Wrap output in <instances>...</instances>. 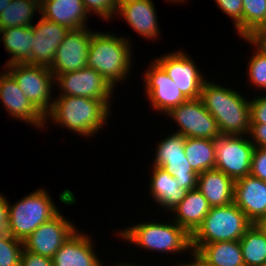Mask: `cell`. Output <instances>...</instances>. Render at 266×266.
Wrapping results in <instances>:
<instances>
[{"label":"cell","mask_w":266,"mask_h":266,"mask_svg":"<svg viewBox=\"0 0 266 266\" xmlns=\"http://www.w3.org/2000/svg\"><path fill=\"white\" fill-rule=\"evenodd\" d=\"M191 257L193 258L190 262H181L179 263L180 266H209L207 265L202 259H200L194 252L191 253Z\"/></svg>","instance_id":"cell-41"},{"label":"cell","mask_w":266,"mask_h":266,"mask_svg":"<svg viewBox=\"0 0 266 266\" xmlns=\"http://www.w3.org/2000/svg\"><path fill=\"white\" fill-rule=\"evenodd\" d=\"M251 38L266 52V31L257 33Z\"/></svg>","instance_id":"cell-42"},{"label":"cell","mask_w":266,"mask_h":266,"mask_svg":"<svg viewBox=\"0 0 266 266\" xmlns=\"http://www.w3.org/2000/svg\"><path fill=\"white\" fill-rule=\"evenodd\" d=\"M253 224L266 237V215L259 217Z\"/></svg>","instance_id":"cell-43"},{"label":"cell","mask_w":266,"mask_h":266,"mask_svg":"<svg viewBox=\"0 0 266 266\" xmlns=\"http://www.w3.org/2000/svg\"><path fill=\"white\" fill-rule=\"evenodd\" d=\"M151 62L143 74L144 92L154 111L167 114L188 98L154 59Z\"/></svg>","instance_id":"cell-12"},{"label":"cell","mask_w":266,"mask_h":266,"mask_svg":"<svg viewBox=\"0 0 266 266\" xmlns=\"http://www.w3.org/2000/svg\"><path fill=\"white\" fill-rule=\"evenodd\" d=\"M0 193V235L8 233L9 207L8 199Z\"/></svg>","instance_id":"cell-40"},{"label":"cell","mask_w":266,"mask_h":266,"mask_svg":"<svg viewBox=\"0 0 266 266\" xmlns=\"http://www.w3.org/2000/svg\"><path fill=\"white\" fill-rule=\"evenodd\" d=\"M161 168L176 178L180 188L188 191L197 188L198 174L192 169L187 159L169 160Z\"/></svg>","instance_id":"cell-32"},{"label":"cell","mask_w":266,"mask_h":266,"mask_svg":"<svg viewBox=\"0 0 266 266\" xmlns=\"http://www.w3.org/2000/svg\"><path fill=\"white\" fill-rule=\"evenodd\" d=\"M10 1L11 0H0V14L9 6Z\"/></svg>","instance_id":"cell-44"},{"label":"cell","mask_w":266,"mask_h":266,"mask_svg":"<svg viewBox=\"0 0 266 266\" xmlns=\"http://www.w3.org/2000/svg\"><path fill=\"white\" fill-rule=\"evenodd\" d=\"M152 175L149 181V194L158 206L166 211L173 210L186 196L188 190L180 188L176 178L161 167L151 166Z\"/></svg>","instance_id":"cell-22"},{"label":"cell","mask_w":266,"mask_h":266,"mask_svg":"<svg viewBox=\"0 0 266 266\" xmlns=\"http://www.w3.org/2000/svg\"><path fill=\"white\" fill-rule=\"evenodd\" d=\"M254 49L248 63V79L257 90H265L266 93V52L252 38H243ZM254 45V46H253Z\"/></svg>","instance_id":"cell-31"},{"label":"cell","mask_w":266,"mask_h":266,"mask_svg":"<svg viewBox=\"0 0 266 266\" xmlns=\"http://www.w3.org/2000/svg\"><path fill=\"white\" fill-rule=\"evenodd\" d=\"M153 0H119L117 17L126 20L133 31L147 40H158L160 26Z\"/></svg>","instance_id":"cell-17"},{"label":"cell","mask_w":266,"mask_h":266,"mask_svg":"<svg viewBox=\"0 0 266 266\" xmlns=\"http://www.w3.org/2000/svg\"><path fill=\"white\" fill-rule=\"evenodd\" d=\"M57 96H77L94 98L103 101L111 109V97L115 89L110 83L92 68L85 67L74 72L59 74L55 77ZM114 90V91H113Z\"/></svg>","instance_id":"cell-10"},{"label":"cell","mask_w":266,"mask_h":266,"mask_svg":"<svg viewBox=\"0 0 266 266\" xmlns=\"http://www.w3.org/2000/svg\"><path fill=\"white\" fill-rule=\"evenodd\" d=\"M245 266H262L266 262V237L252 224L239 240Z\"/></svg>","instance_id":"cell-28"},{"label":"cell","mask_w":266,"mask_h":266,"mask_svg":"<svg viewBox=\"0 0 266 266\" xmlns=\"http://www.w3.org/2000/svg\"><path fill=\"white\" fill-rule=\"evenodd\" d=\"M248 137L254 147L266 148V124H251Z\"/></svg>","instance_id":"cell-39"},{"label":"cell","mask_w":266,"mask_h":266,"mask_svg":"<svg viewBox=\"0 0 266 266\" xmlns=\"http://www.w3.org/2000/svg\"><path fill=\"white\" fill-rule=\"evenodd\" d=\"M93 32L88 50L87 67L99 72L115 89L125 82L132 69V43L126 36ZM132 56V57H131Z\"/></svg>","instance_id":"cell-3"},{"label":"cell","mask_w":266,"mask_h":266,"mask_svg":"<svg viewBox=\"0 0 266 266\" xmlns=\"http://www.w3.org/2000/svg\"><path fill=\"white\" fill-rule=\"evenodd\" d=\"M139 265L140 264L136 265L135 262L130 264V262L129 263H125V262H123V263L121 262L120 263V261H119L118 263H116V266H139ZM140 266H142V265H140ZM175 266H180V265H179V263H177Z\"/></svg>","instance_id":"cell-45"},{"label":"cell","mask_w":266,"mask_h":266,"mask_svg":"<svg viewBox=\"0 0 266 266\" xmlns=\"http://www.w3.org/2000/svg\"><path fill=\"white\" fill-rule=\"evenodd\" d=\"M166 1H167V2L169 1V2H171V3H176V4H177V3H178V4H179V3L182 4V2L185 3L186 0H166Z\"/></svg>","instance_id":"cell-46"},{"label":"cell","mask_w":266,"mask_h":266,"mask_svg":"<svg viewBox=\"0 0 266 266\" xmlns=\"http://www.w3.org/2000/svg\"><path fill=\"white\" fill-rule=\"evenodd\" d=\"M164 115L176 122L179 130L175 132L185 138L216 139L221 135L215 118L205 108L200 97L188 99Z\"/></svg>","instance_id":"cell-9"},{"label":"cell","mask_w":266,"mask_h":266,"mask_svg":"<svg viewBox=\"0 0 266 266\" xmlns=\"http://www.w3.org/2000/svg\"><path fill=\"white\" fill-rule=\"evenodd\" d=\"M39 19L37 24L32 25L34 36L31 64L49 68L52 65L58 46L71 29L47 20L42 16Z\"/></svg>","instance_id":"cell-16"},{"label":"cell","mask_w":266,"mask_h":266,"mask_svg":"<svg viewBox=\"0 0 266 266\" xmlns=\"http://www.w3.org/2000/svg\"><path fill=\"white\" fill-rule=\"evenodd\" d=\"M185 137L173 132L156 144L155 158L151 166L161 167L169 160L187 159L184 151Z\"/></svg>","instance_id":"cell-30"},{"label":"cell","mask_w":266,"mask_h":266,"mask_svg":"<svg viewBox=\"0 0 266 266\" xmlns=\"http://www.w3.org/2000/svg\"><path fill=\"white\" fill-rule=\"evenodd\" d=\"M93 32L91 28L70 30L58 46L52 65L54 77L87 67L88 50Z\"/></svg>","instance_id":"cell-14"},{"label":"cell","mask_w":266,"mask_h":266,"mask_svg":"<svg viewBox=\"0 0 266 266\" xmlns=\"http://www.w3.org/2000/svg\"><path fill=\"white\" fill-rule=\"evenodd\" d=\"M251 124H266V95L250 100Z\"/></svg>","instance_id":"cell-37"},{"label":"cell","mask_w":266,"mask_h":266,"mask_svg":"<svg viewBox=\"0 0 266 266\" xmlns=\"http://www.w3.org/2000/svg\"><path fill=\"white\" fill-rule=\"evenodd\" d=\"M218 8L230 17L236 33L243 38V0H214Z\"/></svg>","instance_id":"cell-35"},{"label":"cell","mask_w":266,"mask_h":266,"mask_svg":"<svg viewBox=\"0 0 266 266\" xmlns=\"http://www.w3.org/2000/svg\"><path fill=\"white\" fill-rule=\"evenodd\" d=\"M74 234L60 247L52 258L53 266H104L95 253L94 241L87 233ZM86 234V235H85Z\"/></svg>","instance_id":"cell-18"},{"label":"cell","mask_w":266,"mask_h":266,"mask_svg":"<svg viewBox=\"0 0 266 266\" xmlns=\"http://www.w3.org/2000/svg\"><path fill=\"white\" fill-rule=\"evenodd\" d=\"M52 109L45 116V124L61 125L70 132L93 138L107 125L110 108L101 100L77 96H56Z\"/></svg>","instance_id":"cell-1"},{"label":"cell","mask_w":266,"mask_h":266,"mask_svg":"<svg viewBox=\"0 0 266 266\" xmlns=\"http://www.w3.org/2000/svg\"><path fill=\"white\" fill-rule=\"evenodd\" d=\"M233 202L254 223L266 215V181L252 175L236 180Z\"/></svg>","instance_id":"cell-19"},{"label":"cell","mask_w":266,"mask_h":266,"mask_svg":"<svg viewBox=\"0 0 266 266\" xmlns=\"http://www.w3.org/2000/svg\"><path fill=\"white\" fill-rule=\"evenodd\" d=\"M20 266H53L49 257L37 255L23 249Z\"/></svg>","instance_id":"cell-38"},{"label":"cell","mask_w":266,"mask_h":266,"mask_svg":"<svg viewBox=\"0 0 266 266\" xmlns=\"http://www.w3.org/2000/svg\"><path fill=\"white\" fill-rule=\"evenodd\" d=\"M266 31V0H243V38Z\"/></svg>","instance_id":"cell-29"},{"label":"cell","mask_w":266,"mask_h":266,"mask_svg":"<svg viewBox=\"0 0 266 266\" xmlns=\"http://www.w3.org/2000/svg\"><path fill=\"white\" fill-rule=\"evenodd\" d=\"M35 13L40 14V0H11L9 6L0 14V30L32 26Z\"/></svg>","instance_id":"cell-27"},{"label":"cell","mask_w":266,"mask_h":266,"mask_svg":"<svg viewBox=\"0 0 266 266\" xmlns=\"http://www.w3.org/2000/svg\"><path fill=\"white\" fill-rule=\"evenodd\" d=\"M252 224L234 202L211 207L202 224L191 235V244L239 241Z\"/></svg>","instance_id":"cell-6"},{"label":"cell","mask_w":266,"mask_h":266,"mask_svg":"<svg viewBox=\"0 0 266 266\" xmlns=\"http://www.w3.org/2000/svg\"><path fill=\"white\" fill-rule=\"evenodd\" d=\"M211 206L203 194L196 188L189 190L184 199L169 213L179 226L183 227L190 235L202 224Z\"/></svg>","instance_id":"cell-23"},{"label":"cell","mask_w":266,"mask_h":266,"mask_svg":"<svg viewBox=\"0 0 266 266\" xmlns=\"http://www.w3.org/2000/svg\"><path fill=\"white\" fill-rule=\"evenodd\" d=\"M63 215L62 212H59L49 221L42 223L23 242L24 249L52 259L60 247L77 230L76 225Z\"/></svg>","instance_id":"cell-13"},{"label":"cell","mask_w":266,"mask_h":266,"mask_svg":"<svg viewBox=\"0 0 266 266\" xmlns=\"http://www.w3.org/2000/svg\"><path fill=\"white\" fill-rule=\"evenodd\" d=\"M23 249V241L9 233L0 235V266H20Z\"/></svg>","instance_id":"cell-33"},{"label":"cell","mask_w":266,"mask_h":266,"mask_svg":"<svg viewBox=\"0 0 266 266\" xmlns=\"http://www.w3.org/2000/svg\"><path fill=\"white\" fill-rule=\"evenodd\" d=\"M235 181L213 168L198 174L197 189L211 207L227 206L234 200Z\"/></svg>","instance_id":"cell-21"},{"label":"cell","mask_w":266,"mask_h":266,"mask_svg":"<svg viewBox=\"0 0 266 266\" xmlns=\"http://www.w3.org/2000/svg\"><path fill=\"white\" fill-rule=\"evenodd\" d=\"M31 104L45 117L52 109L55 77L48 67L29 63L4 66Z\"/></svg>","instance_id":"cell-7"},{"label":"cell","mask_w":266,"mask_h":266,"mask_svg":"<svg viewBox=\"0 0 266 266\" xmlns=\"http://www.w3.org/2000/svg\"><path fill=\"white\" fill-rule=\"evenodd\" d=\"M250 175L266 181V148H254Z\"/></svg>","instance_id":"cell-36"},{"label":"cell","mask_w":266,"mask_h":266,"mask_svg":"<svg viewBox=\"0 0 266 266\" xmlns=\"http://www.w3.org/2000/svg\"><path fill=\"white\" fill-rule=\"evenodd\" d=\"M0 103L9 117L40 130L46 127L45 117L31 104L15 79L6 70L0 73Z\"/></svg>","instance_id":"cell-15"},{"label":"cell","mask_w":266,"mask_h":266,"mask_svg":"<svg viewBox=\"0 0 266 266\" xmlns=\"http://www.w3.org/2000/svg\"><path fill=\"white\" fill-rule=\"evenodd\" d=\"M254 148L246 135H220L215 139L214 168L234 181L250 175Z\"/></svg>","instance_id":"cell-8"},{"label":"cell","mask_w":266,"mask_h":266,"mask_svg":"<svg viewBox=\"0 0 266 266\" xmlns=\"http://www.w3.org/2000/svg\"><path fill=\"white\" fill-rule=\"evenodd\" d=\"M178 86L179 90L188 98L196 99L201 96L206 77L197 68L192 57L184 51L175 50L154 59Z\"/></svg>","instance_id":"cell-11"},{"label":"cell","mask_w":266,"mask_h":266,"mask_svg":"<svg viewBox=\"0 0 266 266\" xmlns=\"http://www.w3.org/2000/svg\"><path fill=\"white\" fill-rule=\"evenodd\" d=\"M191 247L209 266H245L239 241L191 244Z\"/></svg>","instance_id":"cell-24"},{"label":"cell","mask_w":266,"mask_h":266,"mask_svg":"<svg viewBox=\"0 0 266 266\" xmlns=\"http://www.w3.org/2000/svg\"><path fill=\"white\" fill-rule=\"evenodd\" d=\"M8 207V233L23 242L42 223L49 221L60 212L45 187L36 189L13 205L8 201Z\"/></svg>","instance_id":"cell-5"},{"label":"cell","mask_w":266,"mask_h":266,"mask_svg":"<svg viewBox=\"0 0 266 266\" xmlns=\"http://www.w3.org/2000/svg\"><path fill=\"white\" fill-rule=\"evenodd\" d=\"M86 11L92 15H98L100 19L113 20L118 10L119 0H82ZM92 13V14H91Z\"/></svg>","instance_id":"cell-34"},{"label":"cell","mask_w":266,"mask_h":266,"mask_svg":"<svg viewBox=\"0 0 266 266\" xmlns=\"http://www.w3.org/2000/svg\"><path fill=\"white\" fill-rule=\"evenodd\" d=\"M172 221V222H171ZM117 234L120 239H125L135 244L137 248L146 251L160 253L180 254L193 252L191 247V235L172 219L170 222H140L133 226L125 227ZM139 246V247H138Z\"/></svg>","instance_id":"cell-4"},{"label":"cell","mask_w":266,"mask_h":266,"mask_svg":"<svg viewBox=\"0 0 266 266\" xmlns=\"http://www.w3.org/2000/svg\"><path fill=\"white\" fill-rule=\"evenodd\" d=\"M4 49L11 57L5 66L16 63L31 64V51L33 42L32 26L8 27L0 30Z\"/></svg>","instance_id":"cell-25"},{"label":"cell","mask_w":266,"mask_h":266,"mask_svg":"<svg viewBox=\"0 0 266 266\" xmlns=\"http://www.w3.org/2000/svg\"><path fill=\"white\" fill-rule=\"evenodd\" d=\"M184 151L188 163L197 174L215 167V139L185 138Z\"/></svg>","instance_id":"cell-26"},{"label":"cell","mask_w":266,"mask_h":266,"mask_svg":"<svg viewBox=\"0 0 266 266\" xmlns=\"http://www.w3.org/2000/svg\"><path fill=\"white\" fill-rule=\"evenodd\" d=\"M40 15L71 30L87 28L90 16L82 0H40Z\"/></svg>","instance_id":"cell-20"},{"label":"cell","mask_w":266,"mask_h":266,"mask_svg":"<svg viewBox=\"0 0 266 266\" xmlns=\"http://www.w3.org/2000/svg\"><path fill=\"white\" fill-rule=\"evenodd\" d=\"M200 99L215 118L221 135L249 134L250 101H247L240 92L206 80L202 86Z\"/></svg>","instance_id":"cell-2"}]
</instances>
